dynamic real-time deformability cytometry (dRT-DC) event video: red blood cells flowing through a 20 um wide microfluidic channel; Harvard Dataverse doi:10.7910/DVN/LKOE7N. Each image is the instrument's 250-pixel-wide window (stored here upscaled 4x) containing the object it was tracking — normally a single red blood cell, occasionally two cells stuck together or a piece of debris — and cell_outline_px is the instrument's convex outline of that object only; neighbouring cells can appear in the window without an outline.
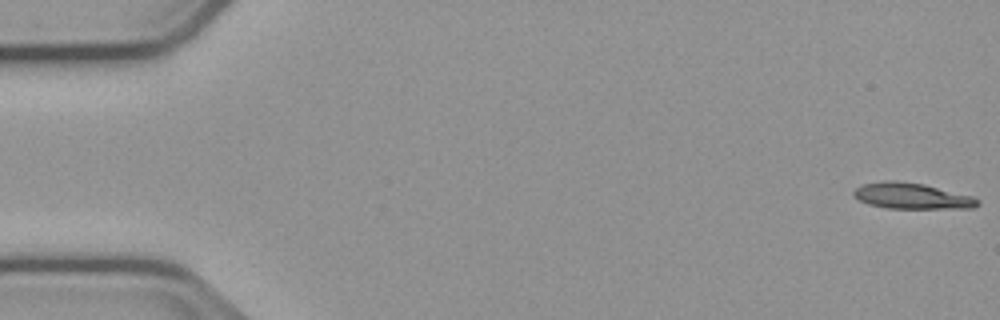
{"species": "common noctule bat (a hibernating species)", "species_latin": "Nyctalus noctula", "temperature_condition": "cold", "stored_images_in_passage": 51, "camera_frame_rate_fps": 3000, "um_per_image_px": 0.085, "animal": {"sex": "male", "body_mass_g": 23.1, "forearm_length_mm": 52.7}, "frame": {"image": 1, "passage_image": 1, "time_ms": 0.0, "image_size_px": [1000, 320], "cell_outline_px": [[980, 204], [972, 208], [888, 208], [868, 204], [860, 200], [852, 192], [856, 188], [864, 184], [884, 180], [896, 180], [924, 184], [972, 196], [980, 200]], "centroid_in_image_um": [77.52, 16.65], "position_along_channel_um": 7.5, "area_um2": 18.61}}
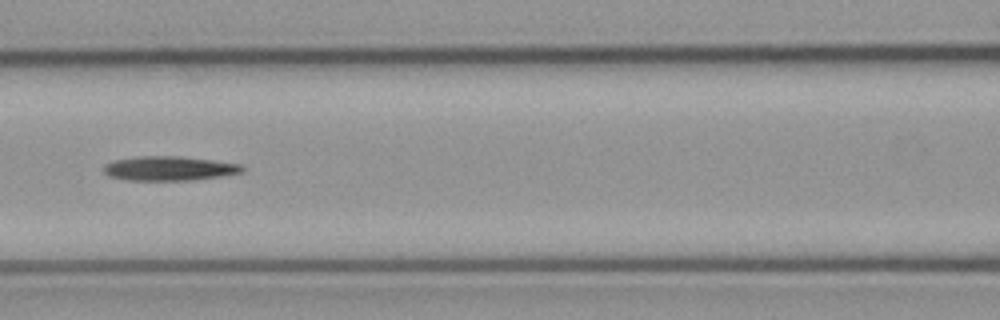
{"frame": {"image": 2, "passage_image": 24, "time_ms": 7.667, "image_size_px": [1000, 320], "cell_outline_px": [[244, 172], [220, 176], [192, 180], [124, 180], [108, 176], [104, 172], [104, 164], [116, 160], [140, 156], [176, 156], [212, 160], [240, 164], [244, 168]], "centroid_in_image_um": [14.36, 14.32], "position_along_channel_um": 152.2, "area_um2": 19.54}}
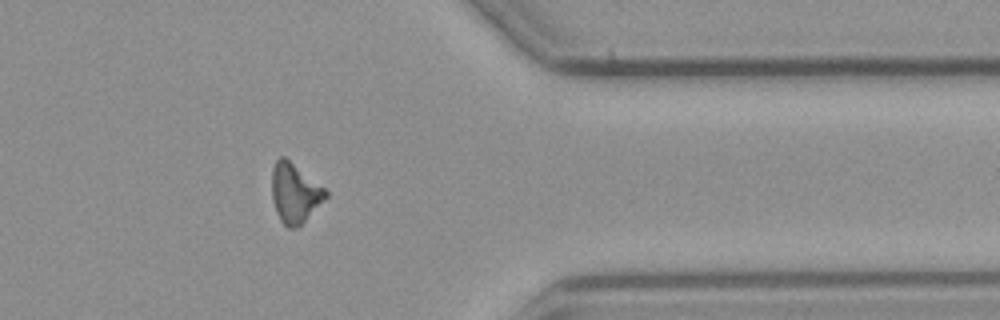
{"frame": {"image": 3, "passage_image": 44, "time_ms": 14.333, "image_size_px": [1000, 320], "cell_outline_px": [[328, 196], [296, 228], [288, 228], [280, 220], [276, 212], [272, 200], [272, 168], [276, 160], [280, 156], [284, 156], [324, 188], [328, 192]], "centroid_in_image_um": [25.02, 16.4], "position_along_channel_um": 386.4, "area_um2": 18.32}, "authors_computed_cell_mechanics": {"area_um2": 18.9006, "velocity_mm_per_s": 3.7611, "shape_relaxation_time_tau1_ms": 3.7038, "shape_relaxation_time_tau2_ms": null, "deformation_change_tau1": 0.1428, "deformation_change_tau2": null}}